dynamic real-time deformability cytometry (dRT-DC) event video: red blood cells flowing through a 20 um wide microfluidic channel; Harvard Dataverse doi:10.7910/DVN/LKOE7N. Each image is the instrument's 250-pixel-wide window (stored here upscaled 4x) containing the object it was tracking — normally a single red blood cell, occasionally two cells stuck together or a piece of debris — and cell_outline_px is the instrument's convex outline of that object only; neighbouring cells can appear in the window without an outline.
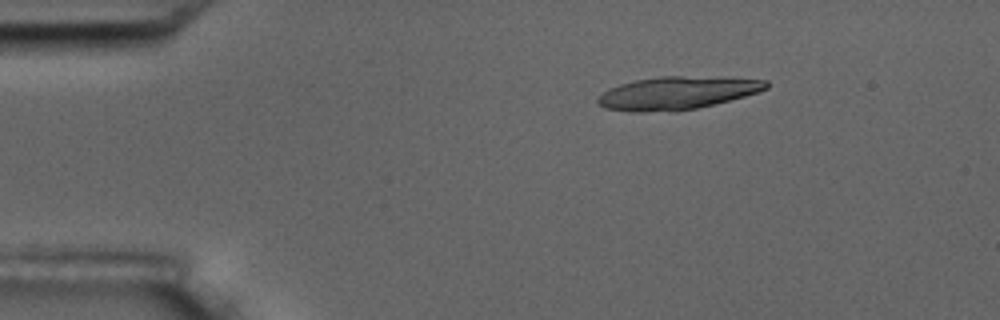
{"species": "common noctule bat (a hibernating species)", "species_latin": "Nyctalus noctula", "temperature_condition": "room temperature", "stored_images_in_passage": 4, "camera_frame_rate_fps": 3000, "um_per_image_px": 0.085, "animal": {"sex": "male", "body_mass_g": 17.5, "forearm_length_mm": 52.3}, "frame": {"image": 1, "passage_image": 2, "time_ms": 2.0, "image_size_px": [1000, 320], "cell_outline_px": [[768, 88], [744, 96], [696, 108], [672, 112], [632, 112], [604, 108], [596, 100], [608, 88], [620, 84], [636, 80], [660, 76], [680, 76], [768, 80]], "centroid_in_image_um": [57.49, 7.92], "position_along_channel_um": 27.5, "area_um2": 31.85}}